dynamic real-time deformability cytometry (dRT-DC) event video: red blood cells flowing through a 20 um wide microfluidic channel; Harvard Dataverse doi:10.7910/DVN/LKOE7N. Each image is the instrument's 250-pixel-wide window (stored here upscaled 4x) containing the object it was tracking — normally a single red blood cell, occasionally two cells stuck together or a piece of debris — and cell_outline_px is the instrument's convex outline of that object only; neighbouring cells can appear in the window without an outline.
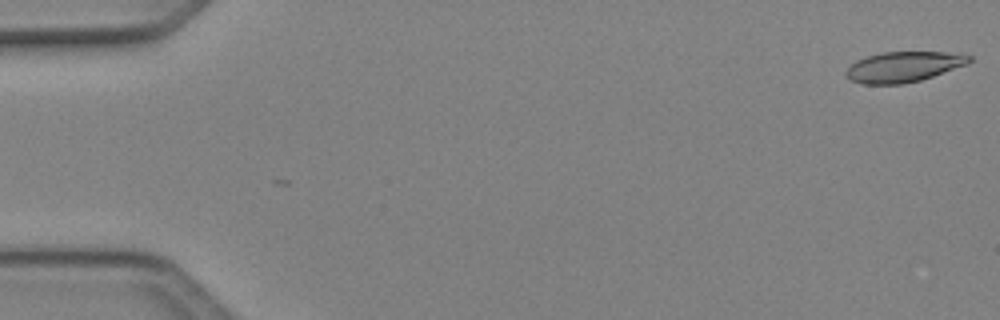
{"species": "Egyptian fruit bat (a non-hibernating species)", "species_latin": "Rousettus aegyptiacus", "temperature_condition": "cold", "stored_images_in_passage": 50, "camera_frame_rate_fps": 3000, "um_per_image_px": 0.085, "animal": {"sex": "female"}, "frame": {"image": 1, "passage_image": 1, "time_ms": 0.0, "image_size_px": [1000, 320], "cell_outline_px": [[972, 60], [968, 64], [920, 80], [904, 84], [864, 84], [852, 80], [844, 72], [856, 60], [880, 52], [960, 52], [972, 56]], "centroid_in_image_um": [76.85, 5.66], "position_along_channel_um": 8.1, "area_um2": 21.85}}
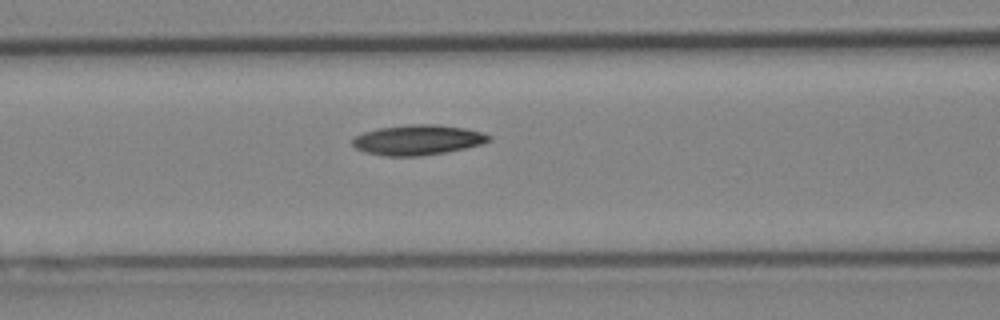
{"frame": {"image": 2, "passage_image": 21, "time_ms": 6.667, "image_size_px": [1000, 320], "cell_outline_px": [[492, 140], [480, 144], [464, 148], [444, 152], [420, 156], [388, 156], [368, 152], [356, 148], [352, 144], [352, 140], [356, 136], [364, 132], [380, 128], [412, 124], [440, 124], [464, 128], [484, 132], [492, 136]], "centroid_in_image_um": [35.56, 11.88], "position_along_channel_um": 131.0, "area_um2": 23.76}}
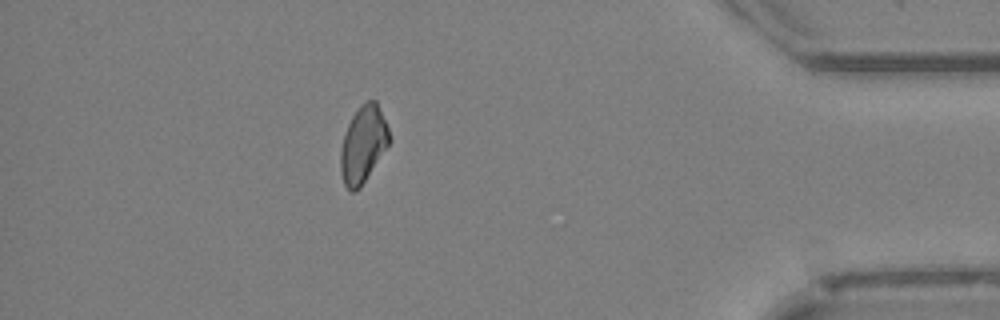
{"frame": {"image": 3, "passage_image": 44, "time_ms": 14.333, "image_size_px": [1000, 320], "cell_outline_px": [[392, 140], [360, 188], [356, 192], [352, 192], [344, 184], [340, 172], [340, 148], [348, 124], [352, 116], [360, 104], [368, 100], [376, 100], [388, 128]], "centroid_in_image_um": [30.87, 12.28], "position_along_channel_um": 404.3, "area_um2": 21.85}}